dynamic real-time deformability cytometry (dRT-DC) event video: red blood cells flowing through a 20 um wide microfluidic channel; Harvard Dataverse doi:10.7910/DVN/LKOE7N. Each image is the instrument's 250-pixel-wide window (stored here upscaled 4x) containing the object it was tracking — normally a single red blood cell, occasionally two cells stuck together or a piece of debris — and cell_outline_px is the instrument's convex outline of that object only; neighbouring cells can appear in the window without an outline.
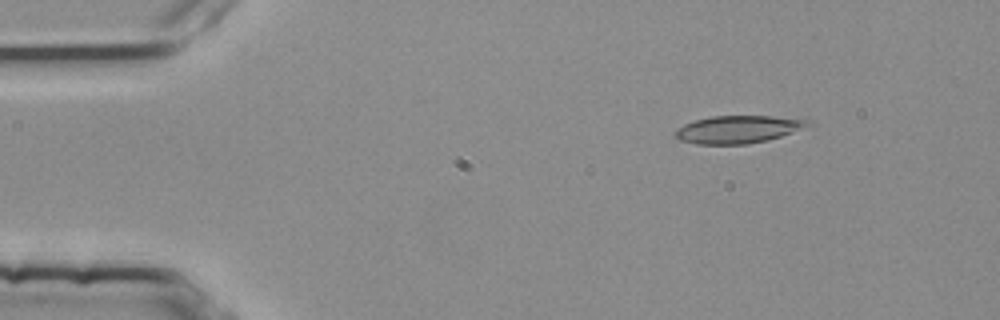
{"species": "common noctule bat (a hibernating species)", "species_latin": "Nyctalus noctula", "temperature_condition": "room temperature", "stored_images_in_passage": 3, "camera_frame_rate_fps": 3000, "um_per_image_px": 0.085, "animal": {"sex": "female", "body_mass_g": 25.1}, "frame": {"image": 1, "passage_image": 2, "time_ms": 0.333, "image_size_px": [1000, 320], "cell_outline_px": [[812, 124], [792, 132], [768, 140], [748, 144], [696, 144], [680, 140], [672, 136], [676, 128], [684, 124], [696, 120], [712, 116], [772, 116], [812, 120]], "centroid_in_image_um": [62.7, 11.0], "position_along_channel_um": 22.3, "area_um2": 21.39}}